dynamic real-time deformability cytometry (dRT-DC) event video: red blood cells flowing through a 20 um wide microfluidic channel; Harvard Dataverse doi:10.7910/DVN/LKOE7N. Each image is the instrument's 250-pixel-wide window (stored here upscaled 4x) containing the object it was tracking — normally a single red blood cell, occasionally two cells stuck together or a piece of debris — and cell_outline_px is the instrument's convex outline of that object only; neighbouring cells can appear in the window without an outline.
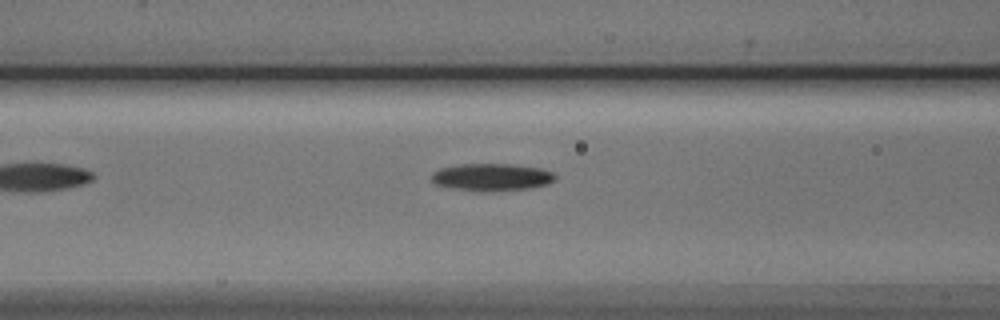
{"species": "Egyptian fruit bat (a non-hibernating species)", "species_latin": "Rousettus aegyptiacus", "temperature_condition": "cold", "stored_images_in_passage": 4, "camera_frame_rate_fps": 3000, "um_per_image_px": 0.085, "animal": {"sex": "male"}, "frame": {"image": 1, "passage_image": 4, "time_ms": 3.667, "image_size_px": [1000, 320], "cell_outline_px": [[556, 180], [548, 184], [532, 188], [484, 192], [456, 188], [436, 184], [432, 180], [432, 172], [440, 168], [460, 164], [508, 164], [540, 168], [552, 172], [556, 176]], "centroid_in_image_um": [41.83, 15.06], "position_along_channel_um": 124.8, "area_um2": 19.65}}